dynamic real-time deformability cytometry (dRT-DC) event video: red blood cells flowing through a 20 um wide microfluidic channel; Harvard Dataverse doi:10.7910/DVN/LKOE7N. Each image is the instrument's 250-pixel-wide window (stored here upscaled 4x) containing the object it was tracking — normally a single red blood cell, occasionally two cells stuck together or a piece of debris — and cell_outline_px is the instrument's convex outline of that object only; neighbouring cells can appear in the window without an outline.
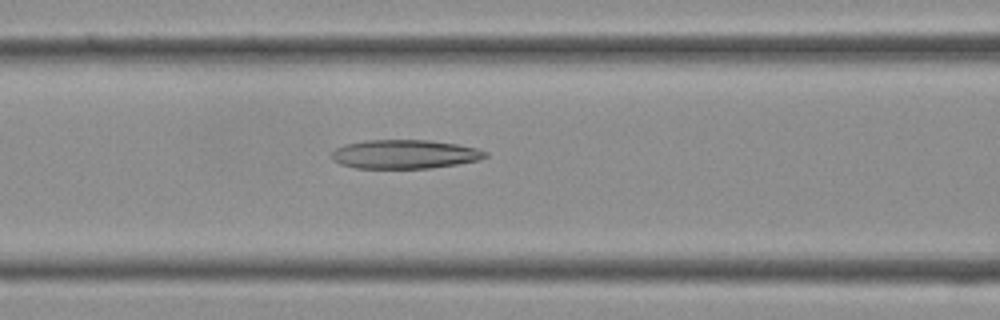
{"species": "Egyptian fruit bat (a non-hibernating species)", "species_latin": "Rousettus aegyptiacus", "temperature_condition": "cold", "stored_images_in_passage": 29, "camera_frame_rate_fps": 3000, "um_per_image_px": 0.085, "frame": {"image": 1, "passage_image": 14, "time_ms": 4.333, "image_size_px": [1000, 320], "cell_outline_px": [[488, 156], [476, 160], [456, 164], [432, 168], [356, 168], [340, 164], [332, 160], [332, 152], [336, 148], [344, 144], [364, 140], [428, 140], [456, 144], [476, 148], [488, 152]], "centroid_in_image_um": [34.36, 13.1], "position_along_channel_um": 132.2, "area_um2": 25.84}}
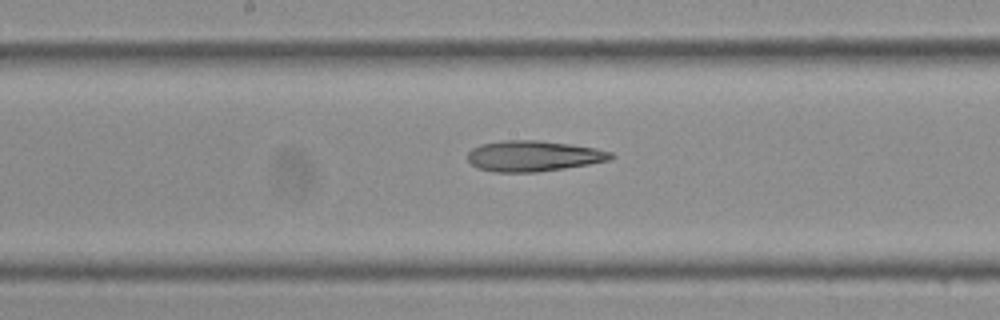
{"frame": {"image": 2, "passage_image": 18, "time_ms": 5.667, "image_size_px": [1000, 320], "cell_outline_px": [[616, 156], [608, 160], [588, 164], [564, 168], [536, 172], [492, 172], [476, 168], [468, 160], [468, 152], [472, 148], [480, 144], [500, 140], [536, 140], [572, 144], [596, 148], [612, 152]], "centroid_in_image_um": [45.31, 13.25], "position_along_channel_um": 202.9, "area_um2": 25.78}}
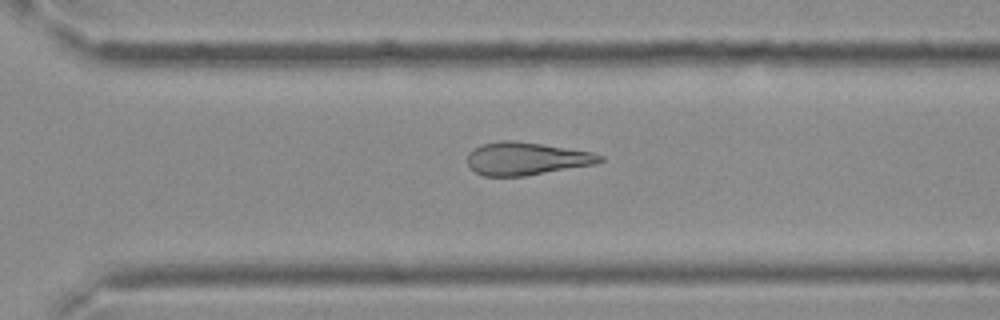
{"frame": {"image": 3, "passage_image": 25, "time_ms": 8.0, "image_size_px": [1000, 320], "cell_outline_px": [[604, 160], [596, 164], [524, 176], [484, 176], [476, 172], [468, 164], [468, 152], [480, 144], [504, 140], [512, 140], [540, 144], [592, 152], [604, 156]], "centroid_in_image_um": [44.74, 13.48], "position_along_channel_um": 325.9, "area_um2": 25.2}}